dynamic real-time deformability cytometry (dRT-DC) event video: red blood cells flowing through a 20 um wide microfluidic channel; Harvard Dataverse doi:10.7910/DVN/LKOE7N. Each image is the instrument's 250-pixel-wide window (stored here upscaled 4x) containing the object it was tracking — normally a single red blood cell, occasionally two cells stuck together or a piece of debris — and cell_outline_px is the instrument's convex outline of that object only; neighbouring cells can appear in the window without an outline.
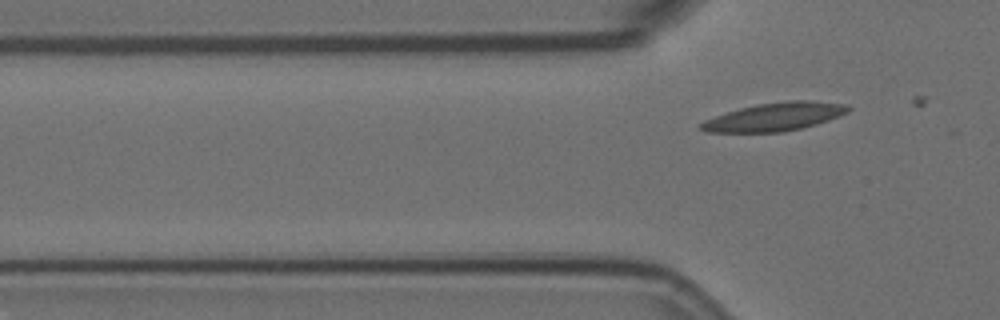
{"species": "Egyptian fruit bat (a non-hibernating species)", "species_latin": "Rousettus aegyptiacus", "temperature_condition": "room temperature", "stored_images_in_passage": 4, "segment_of_instrument_passage": [2, 2], "camera_frame_rate_fps": 3000, "um_per_image_px": 0.085, "animal": {"sex": "female"}, "frame": {"image": 1, "passage_image": 4, "time_ms": 1.0, "image_size_px": [1000, 320], "cell_outline_px": [[852, 108], [848, 112], [840, 116], [816, 124], [784, 132], [708, 132], [700, 128], [700, 124], [704, 120], [740, 108], [756, 104], [788, 100], [804, 100], [848, 104]], "centroid_in_image_um": [65.89, 9.92], "position_along_channel_um": 59.9, "area_um2": 24.1}}